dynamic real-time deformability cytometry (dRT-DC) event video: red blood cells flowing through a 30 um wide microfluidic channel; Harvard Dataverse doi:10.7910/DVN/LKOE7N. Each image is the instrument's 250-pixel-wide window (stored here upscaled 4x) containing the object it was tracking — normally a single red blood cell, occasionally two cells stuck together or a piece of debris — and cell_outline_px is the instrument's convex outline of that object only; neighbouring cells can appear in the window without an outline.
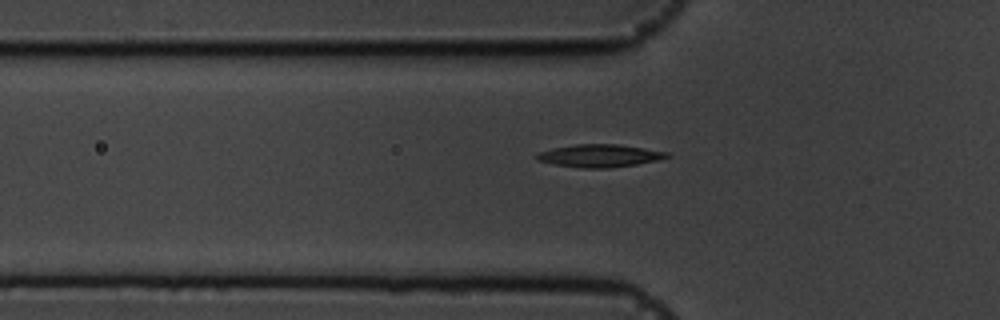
{"species": "common noctule bat (a hibernating species)", "species_latin": "Nyctalus noctula", "temperature_condition": "cold", "stored_images_in_passage": 40, "camera_frame_rate_fps": 3000, "um_per_image_px": 0.085, "animal": {"sex": "male", "body_mass_g": 19.5, "forearm_length_mm": 54.6}, "frame": {"image": 1, "passage_image": 3, "time_ms": 0.667, "image_size_px": [1000, 320], "cell_outline_px": [[672, 156], [656, 160], [636, 164], [608, 168], [580, 168], [552, 164], [536, 160], [536, 156], [540, 152], [552, 148], [576, 144], [616, 144], [644, 148], [668, 152]], "centroid_in_image_um": [50.95, 13.24], "position_along_channel_um": 74.9, "area_um2": 17.17}}
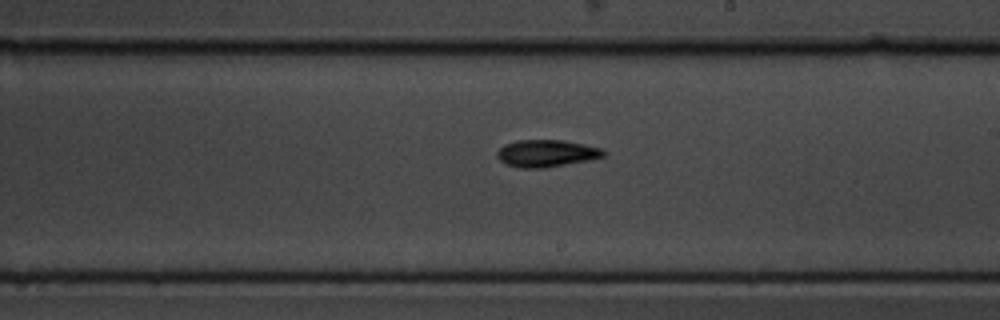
{"frame": {"image": 2, "passage_image": 17, "time_ms": 5.333, "image_size_px": [1000, 320], "cell_outline_px": [[608, 152], [604, 156], [588, 160], [544, 168], [520, 168], [504, 164], [496, 156], [496, 152], [504, 144], [516, 140], [560, 140], [584, 144], [600, 148]], "centroid_in_image_um": [46.41, 13.03], "position_along_channel_um": 242.6, "area_um2": 16.88}}
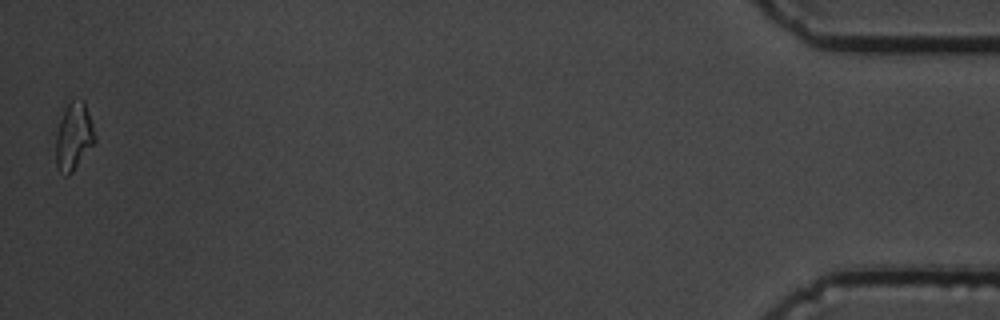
{"frame": {"image": 3, "passage_image": 40, "time_ms": 13.0, "image_size_px": [1000, 320], "cell_outline_px": [[96, 140], [72, 172], [68, 176], [64, 176], [56, 168], [56, 132], [64, 108], [72, 100], [84, 100], [96, 136]], "centroid_in_image_um": [6.25, 11.62], "position_along_channel_um": 429.0, "area_um2": 15.26}, "authors_computed_cell_mechanics": {"area_um2": 15.8083, "velocity_mm_per_s": 3.5901, "shape_relaxation_time_tau1_ms": 2.7759, "shape_relaxation_time_tau2_ms": 10.4394, "deformation_change_tau1": 0.1029, "deformation_change_tau2": 0.1842}}